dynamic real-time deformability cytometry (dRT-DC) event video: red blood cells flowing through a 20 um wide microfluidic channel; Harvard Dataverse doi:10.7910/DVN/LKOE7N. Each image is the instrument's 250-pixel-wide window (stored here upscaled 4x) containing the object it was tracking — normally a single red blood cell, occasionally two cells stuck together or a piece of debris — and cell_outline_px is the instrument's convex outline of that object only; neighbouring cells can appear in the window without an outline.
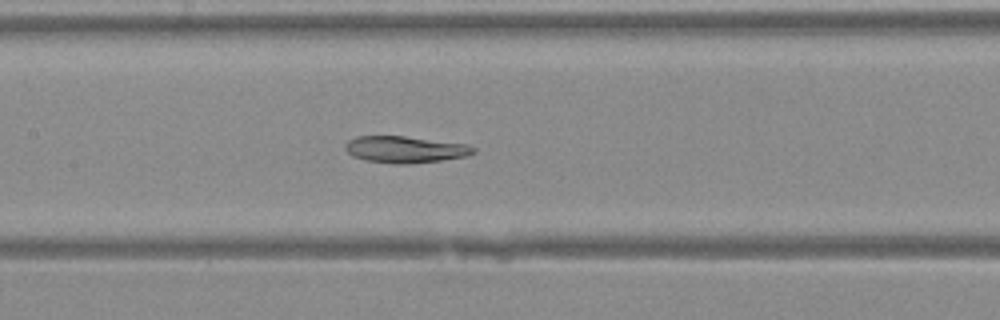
{"species": "Egyptian fruit bat (a non-hibernating species)", "species_latin": "Rousettus aegyptiacus", "temperature_condition": "warm", "stored_images_in_passage": 44, "camera_frame_rate_fps": 3000, "um_per_image_px": 0.085, "animal": {"sex": "female"}, "frame": {"image": 1, "passage_image": 22, "time_ms": 7.0, "image_size_px": [1000, 320], "cell_outline_px": [[476, 152], [468, 156], [440, 160], [408, 164], [396, 164], [364, 160], [352, 156], [344, 148], [344, 144], [348, 140], [356, 136], [404, 136], [468, 144], [476, 148]], "centroid_in_image_um": [34.43, 12.7], "position_along_channel_um": 173.0, "area_um2": 20.06}}
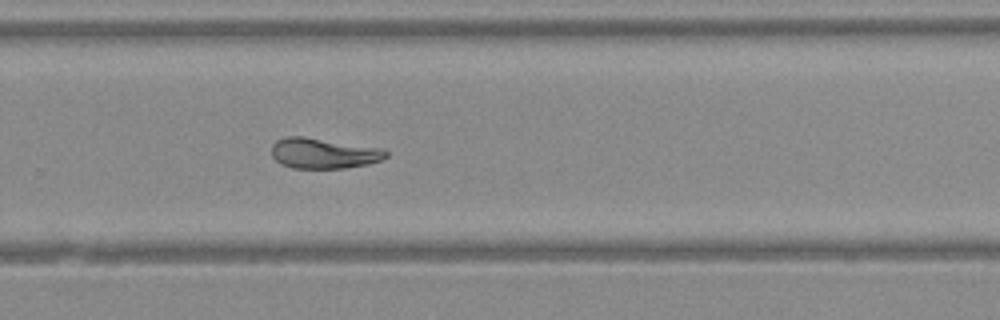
{"frame": {"image": 2, "passage_image": 30, "time_ms": 9.667, "image_size_px": [1000, 320], "cell_outline_px": [[388, 156], [380, 160], [368, 164], [344, 168], [292, 168], [280, 164], [272, 156], [272, 144], [276, 140], [288, 136], [304, 136], [384, 148], [388, 152]], "centroid_in_image_um": [27.51, 13.02], "position_along_channel_um": 302.3, "area_um2": 20.52}}
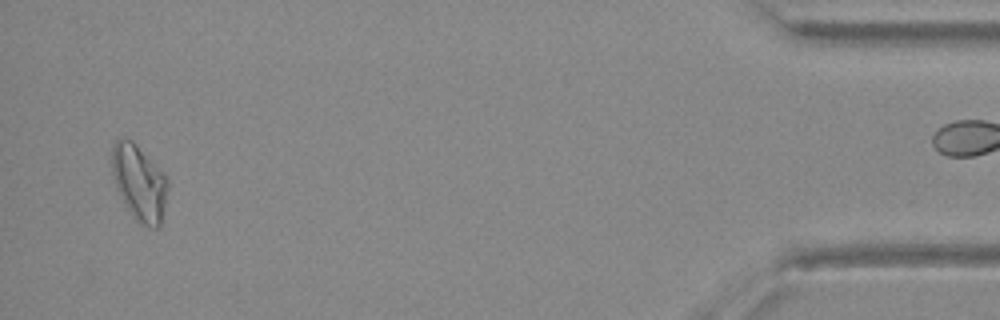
{"frame": {"image": 3, "passage_image": 42, "time_ms": 13.667, "image_size_px": [1000, 320], "cell_outline_px": [[168, 188], [160, 228], [148, 228], [140, 224], [132, 216], [120, 196], [112, 176], [112, 144], [116, 140], [132, 140], [164, 172], [168, 180]], "centroid_in_image_um": [11.85, 15.56], "position_along_channel_um": 423.4, "area_um2": 24.74}}